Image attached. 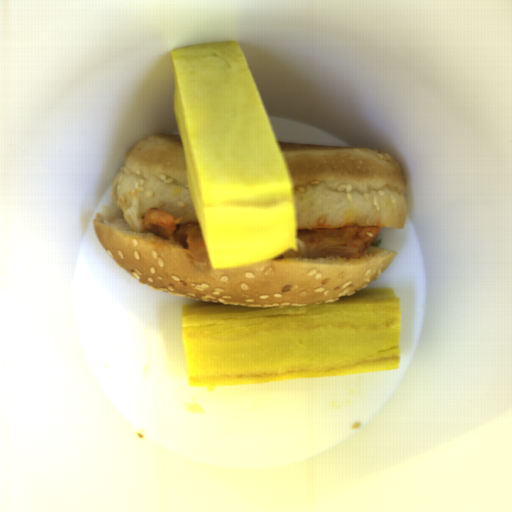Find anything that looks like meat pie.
Instances as JSON below:
<instances>
[{"mask_svg":"<svg viewBox=\"0 0 512 512\" xmlns=\"http://www.w3.org/2000/svg\"><path fill=\"white\" fill-rule=\"evenodd\" d=\"M380 226H342L332 229H297V250L289 249L274 259L328 257L359 258L376 240ZM273 259V260H274Z\"/></svg>","mask_w":512,"mask_h":512,"instance_id":"obj_1","label":"meat pie"},{"mask_svg":"<svg viewBox=\"0 0 512 512\" xmlns=\"http://www.w3.org/2000/svg\"><path fill=\"white\" fill-rule=\"evenodd\" d=\"M141 233L174 238L192 259L210 265L206 241L198 222L180 224L179 217L174 218L173 214L154 207L147 209L145 217L141 219Z\"/></svg>","mask_w":512,"mask_h":512,"instance_id":"obj_2","label":"meat pie"}]
</instances>
